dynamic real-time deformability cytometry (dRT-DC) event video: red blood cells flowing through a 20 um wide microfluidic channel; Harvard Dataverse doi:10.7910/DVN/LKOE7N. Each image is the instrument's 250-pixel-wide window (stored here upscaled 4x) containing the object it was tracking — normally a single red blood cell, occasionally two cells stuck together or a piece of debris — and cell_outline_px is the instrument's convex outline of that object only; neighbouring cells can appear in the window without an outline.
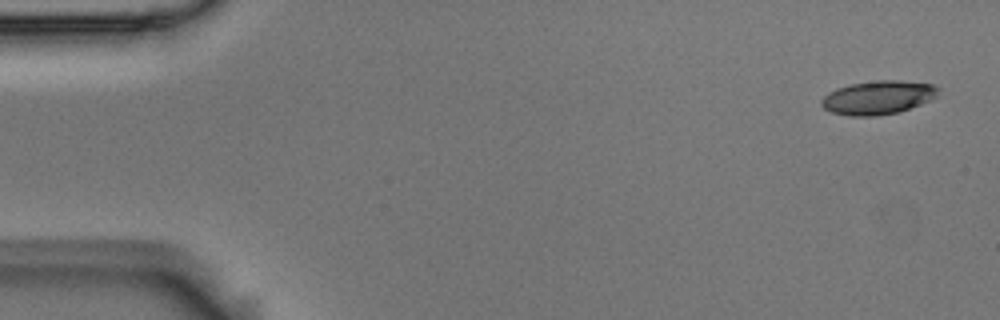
{"species": "Egyptian fruit bat (a non-hibernating species)", "species_latin": "Rousettus aegyptiacus", "temperature_condition": "room temperature", "stored_images_in_passage": 5, "camera_frame_rate_fps": 3000, "um_per_image_px": 0.085, "animal": {"sex": "male"}, "frame": {"image": 1, "passage_image": 1, "time_ms": 0.0, "image_size_px": [1000, 320], "cell_outline_px": [[940, 88], [936, 96], [920, 104], [900, 112], [876, 116], [848, 116], [832, 112], [824, 108], [820, 104], [820, 100], [828, 92], [836, 88], [852, 84], [876, 80], [900, 80], [932, 84]], "centroid_in_image_um": [74.61, 8.29], "position_along_channel_um": 10.4, "area_um2": 22.95}}
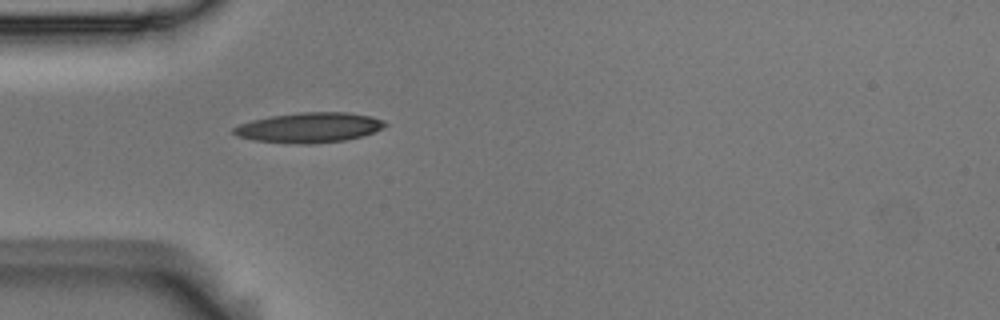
{"frame": {"image": 2, "passage_image": 5, "time_ms": 1.333, "image_size_px": [1000, 320], "cell_outline_px": [[388, 124], [372, 132], [360, 136], [344, 140], [312, 144], [300, 144], [252, 140], [240, 136], [232, 132], [232, 128], [240, 124], [252, 120], [272, 116], [300, 112], [348, 112], [372, 116], [384, 120]], "centroid_in_image_um": [26.28, 10.83], "position_along_channel_um": 58.7, "area_um2": 26.3}}